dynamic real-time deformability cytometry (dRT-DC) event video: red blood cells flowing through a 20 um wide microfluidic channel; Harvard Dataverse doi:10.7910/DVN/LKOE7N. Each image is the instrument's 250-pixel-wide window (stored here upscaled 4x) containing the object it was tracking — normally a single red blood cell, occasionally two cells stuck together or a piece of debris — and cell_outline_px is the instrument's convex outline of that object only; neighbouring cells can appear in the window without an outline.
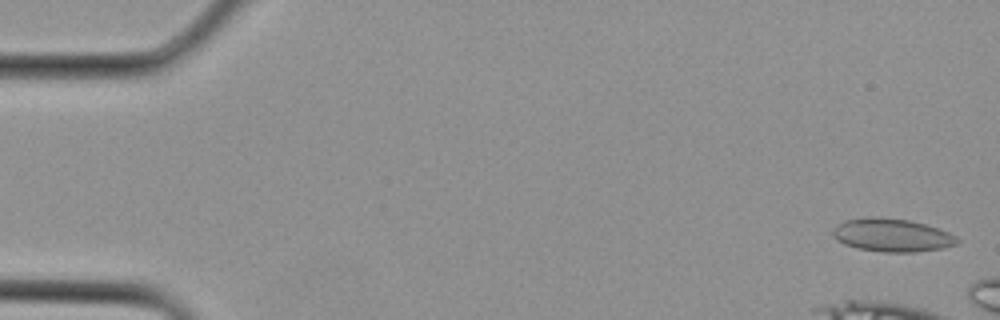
{"species": "Egyptian fruit bat (a non-hibernating species)", "species_latin": "Rousettus aegyptiacus", "temperature_condition": "cold", "stored_images_in_passage": 4, "camera_frame_rate_fps": 3000, "um_per_image_px": 0.085, "animal": {"sex": "female"}, "frame": {"image": 1, "passage_image": 1, "time_ms": 0.0, "image_size_px": [1000, 320], "cell_outline_px": [[960, 240], [956, 244], [944, 248], [916, 252], [884, 252], [856, 248], [844, 244], [836, 240], [832, 236], [832, 232], [844, 220], [872, 216], [880, 216], [908, 220], [924, 224], [948, 232], [956, 236]], "centroid_in_image_um": [75.81, 19.99], "position_along_channel_um": 9.2, "area_um2": 24.04}}